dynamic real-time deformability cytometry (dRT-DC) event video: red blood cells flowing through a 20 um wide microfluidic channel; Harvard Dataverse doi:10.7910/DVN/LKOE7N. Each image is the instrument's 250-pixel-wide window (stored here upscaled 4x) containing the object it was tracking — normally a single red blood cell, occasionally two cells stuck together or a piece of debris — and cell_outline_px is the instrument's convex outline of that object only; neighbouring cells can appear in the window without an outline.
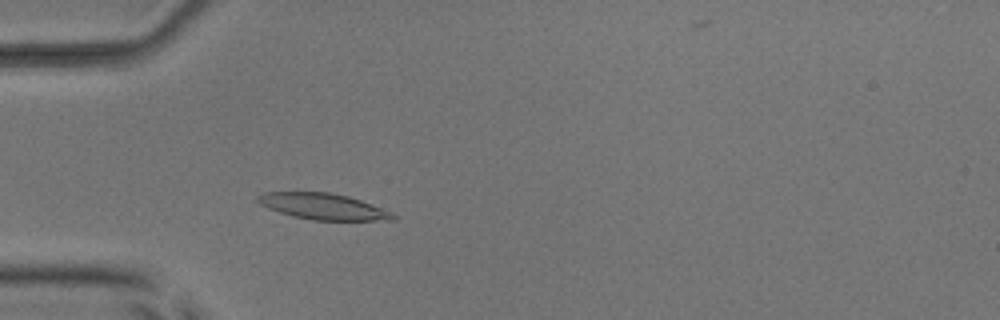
{"species": "common noctule bat (a hibernating species)", "species_latin": "Nyctalus noctula", "temperature_condition": "room temperature", "stored_images_in_passage": 41, "camera_frame_rate_fps": 3000, "um_per_image_px": 0.085, "animal": {"sex": "male", "body_mass_g": 17.9, "forearm_length_mm": 54.2}, "frame": {"image": 1, "passage_image": 4, "time_ms": 1.0, "image_size_px": [1000, 320], "cell_outline_px": [[396, 220], [312, 220], [292, 216], [268, 208], [260, 204], [256, 200], [256, 196], [264, 192], [328, 192], [348, 196], [360, 200], [392, 212], [396, 216]], "centroid_in_image_um": [27.45, 17.55], "position_along_channel_um": 57.6, "area_um2": 20.52}}
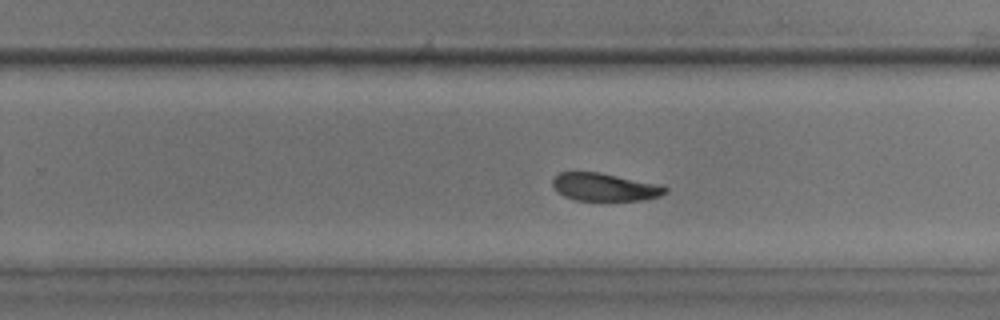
{"frame": {"image": 2, "passage_image": 22, "time_ms": 7.0, "image_size_px": [1000, 320], "cell_outline_px": [[668, 192], [660, 196], [644, 200], [576, 200], [564, 196], [556, 192], [552, 184], [552, 180], [560, 172], [600, 172], [664, 184], [668, 188]], "centroid_in_image_um": [51.46, 15.89], "position_along_channel_um": 278.3, "area_um2": 18.61}}
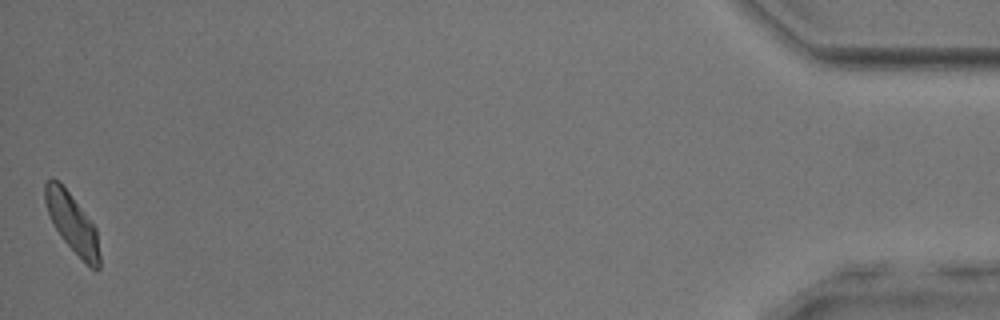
{"frame": {"image": 3, "passage_image": 41, "time_ms": 13.333, "image_size_px": [1000, 320], "cell_outline_px": [[100, 268], [96, 272], [60, 236], [48, 212], [44, 200], [44, 184], [52, 176], [60, 180], [96, 228], [100, 256]], "centroid_in_image_um": [6.13, 18.9], "position_along_channel_um": 429.1, "area_um2": 18.5}, "authors_computed_cell_mechanics": {"area_um2": 19.4208, "velocity_mm_per_s": 3.8062, "shape_relaxation_time_tau1_ms": 3.698, "shape_relaxation_time_tau2_ms": 4.9165, "deformation_change_tau1": 0.1313, "deformation_change_tau2": 0.0993}}